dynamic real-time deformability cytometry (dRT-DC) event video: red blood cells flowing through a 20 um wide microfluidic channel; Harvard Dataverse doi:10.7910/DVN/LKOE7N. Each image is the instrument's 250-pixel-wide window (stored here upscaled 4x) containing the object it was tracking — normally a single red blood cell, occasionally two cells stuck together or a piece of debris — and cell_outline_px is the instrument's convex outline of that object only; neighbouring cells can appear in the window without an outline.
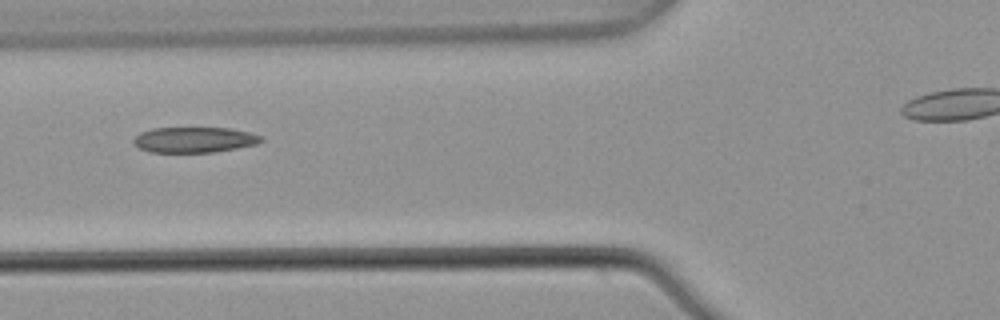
{"species": "common noctule bat (a hibernating species)", "species_latin": "Nyctalus noctula", "temperature_condition": "warm", "stored_images_in_passage": 5, "camera_frame_rate_fps": 3000, "um_per_image_px": 0.085, "animal": {"sex": "male", "body_mass_g": 21.5, "forearm_length_mm": 52.0}, "frame": {"image": 1, "passage_image": 5, "time_ms": 1.333, "image_size_px": [1000, 320], "cell_outline_px": [[264, 140], [256, 144], [236, 148], [212, 152], [148, 152], [132, 144], [132, 140], [140, 132], [152, 128], [228, 128], [248, 132], [260, 136]], "centroid_in_image_um": [16.46, 11.88], "position_along_channel_um": 109.3, "area_um2": 18.9}}